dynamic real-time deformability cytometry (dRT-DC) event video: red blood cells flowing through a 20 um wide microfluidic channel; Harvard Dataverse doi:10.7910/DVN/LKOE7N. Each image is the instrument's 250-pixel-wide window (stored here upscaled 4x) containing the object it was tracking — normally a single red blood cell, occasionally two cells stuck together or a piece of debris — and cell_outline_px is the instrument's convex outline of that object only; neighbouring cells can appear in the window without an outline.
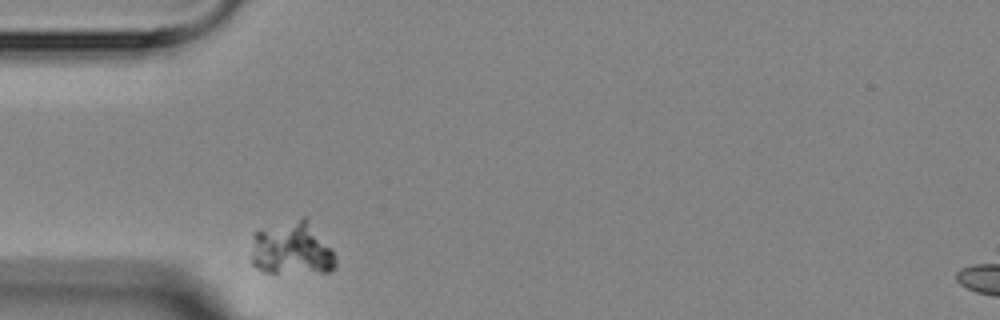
{"species": "Egyptian fruit bat (a non-hibernating species)", "species_latin": "Rousettus aegyptiacus", "temperature_condition": "room temperature", "stored_images_in_passage": 2, "camera_frame_rate_fps": 3000, "um_per_image_px": 0.085, "animal": {"sex": "female"}, "frame": {"image": 1, "passage_image": 1, "time_ms": 0.0, "image_size_px": [1000, 320], "cell_outline_px": [[336, 268], [328, 272], [264, 272], [256, 268], [252, 264], [252, 232], [300, 216], [304, 216], [308, 220], [336, 256]], "centroid_in_image_um": [24.78, 21.12], "position_along_channel_um": 60.2, "area_um2": 26.3}}
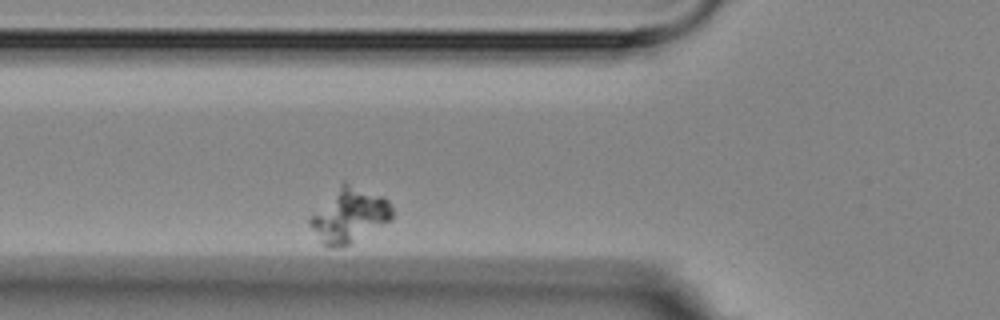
{"frame": {"image": 2, "passage_image": 2, "time_ms": 1.333, "image_size_px": [1000, 320], "cell_outline_px": [[392, 220], [348, 244], [340, 248], [328, 248], [324, 244], [308, 224], [308, 220], [340, 184], [344, 180], [384, 196], [392, 204]], "centroid_in_image_um": [29.73, 18.28], "position_along_channel_um": 96.1, "area_um2": 25.78}}